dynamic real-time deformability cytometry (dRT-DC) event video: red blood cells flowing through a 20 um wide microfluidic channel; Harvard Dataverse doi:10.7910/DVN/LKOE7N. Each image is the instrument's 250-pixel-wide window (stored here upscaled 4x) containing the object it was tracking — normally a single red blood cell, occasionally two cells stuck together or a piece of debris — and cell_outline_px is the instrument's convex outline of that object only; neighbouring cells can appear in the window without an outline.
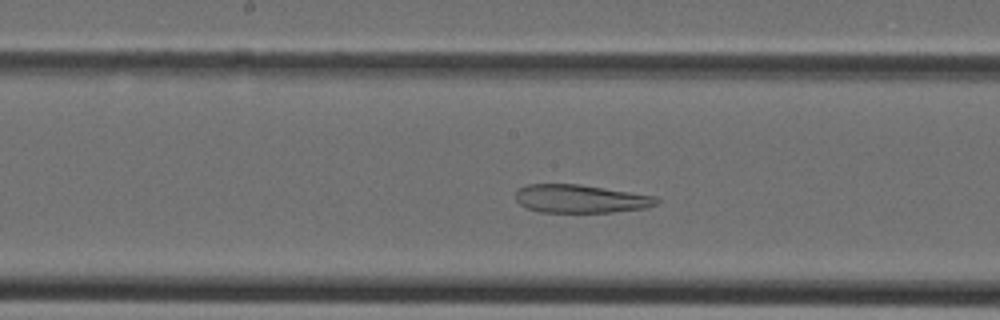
{"species": "Egyptian fruit bat (a non-hibernating species)", "species_latin": "Rousettus aegyptiacus", "temperature_condition": "cold", "stored_images_in_passage": 23, "camera_frame_rate_fps": 3000, "um_per_image_px": 0.085, "animal": {"sex": "female"}, "frame": {"image": 1, "passage_image": 11, "time_ms": 3.333, "image_size_px": [1000, 320], "cell_outline_px": [[660, 200], [656, 204], [644, 208], [612, 212], [540, 212], [528, 208], [520, 204], [516, 200], [516, 192], [520, 188], [528, 184], [580, 184], [656, 196]], "centroid_in_image_um": [49.35, 16.89], "position_along_channel_um": 198.8, "area_um2": 23.06}}
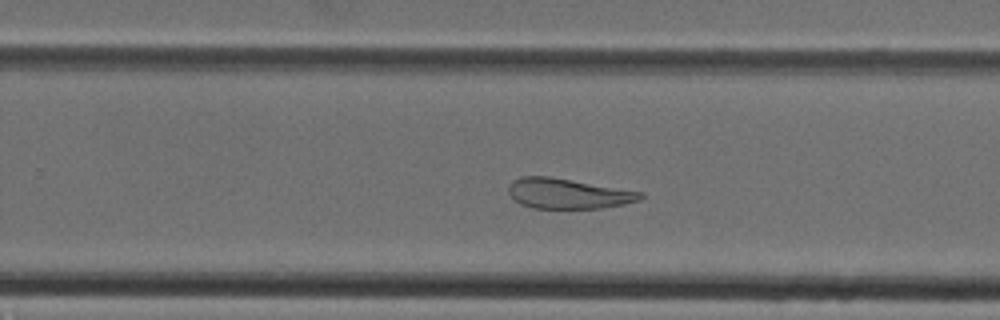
{"frame": {"image": 2, "passage_image": 16, "time_ms": 5.0, "image_size_px": [1000, 320], "cell_outline_px": [[644, 196], [640, 200], [624, 204], [600, 208], [532, 208], [520, 204], [508, 192], [508, 184], [512, 180], [520, 176], [548, 176], [644, 192]], "centroid_in_image_um": [48.27, 16.45], "position_along_channel_um": 281.5, "area_um2": 23.24}}
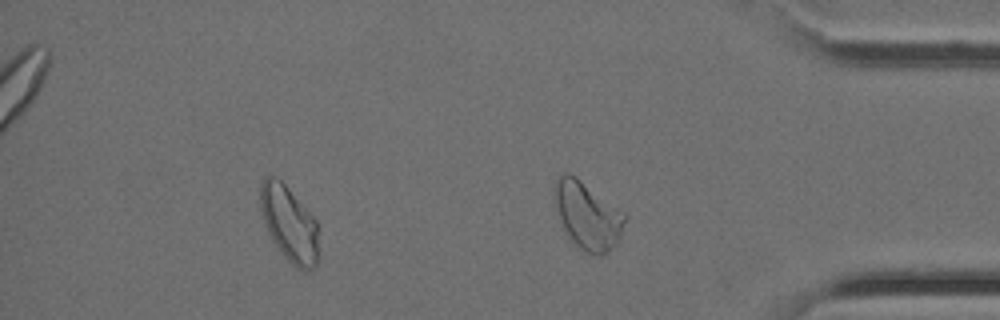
{"frame": {"image": 3, "passage_image": 23, "time_ms": 7.333, "image_size_px": [1000, 320], "cell_outline_px": [[628, 216], [616, 244], [608, 252], [600, 256], [584, 252], [564, 232], [556, 212], [552, 192], [556, 180], [564, 172], [568, 172], [576, 176], [628, 212]], "centroid_in_image_um": [49.95, 18.28], "position_along_channel_um": 385.3, "area_um2": 28.5}}